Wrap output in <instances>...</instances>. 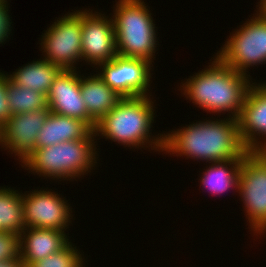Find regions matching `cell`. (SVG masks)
Returning <instances> with one entry per match:
<instances>
[{
	"mask_svg": "<svg viewBox=\"0 0 266 267\" xmlns=\"http://www.w3.org/2000/svg\"><path fill=\"white\" fill-rule=\"evenodd\" d=\"M90 10H81L82 61L97 68L100 63L110 61L118 55L116 36L113 19Z\"/></svg>",
	"mask_w": 266,
	"mask_h": 267,
	"instance_id": "8fae6325",
	"label": "cell"
},
{
	"mask_svg": "<svg viewBox=\"0 0 266 267\" xmlns=\"http://www.w3.org/2000/svg\"><path fill=\"white\" fill-rule=\"evenodd\" d=\"M250 229L266 232V152H248L241 163L238 190Z\"/></svg>",
	"mask_w": 266,
	"mask_h": 267,
	"instance_id": "52a82bcc",
	"label": "cell"
},
{
	"mask_svg": "<svg viewBox=\"0 0 266 267\" xmlns=\"http://www.w3.org/2000/svg\"><path fill=\"white\" fill-rule=\"evenodd\" d=\"M154 102L150 96L125 97L96 125L95 135L110 139L124 147L163 150V133L151 135ZM100 134V135H99ZM152 138V139H151ZM149 145V146H148ZM151 145V146H150ZM153 145V146H152Z\"/></svg>",
	"mask_w": 266,
	"mask_h": 267,
	"instance_id": "3957f363",
	"label": "cell"
},
{
	"mask_svg": "<svg viewBox=\"0 0 266 267\" xmlns=\"http://www.w3.org/2000/svg\"><path fill=\"white\" fill-rule=\"evenodd\" d=\"M76 11L58 18L42 34L40 49L44 53L43 59L61 70H76L74 65L80 59L82 61L81 10Z\"/></svg>",
	"mask_w": 266,
	"mask_h": 267,
	"instance_id": "ba28073f",
	"label": "cell"
},
{
	"mask_svg": "<svg viewBox=\"0 0 266 267\" xmlns=\"http://www.w3.org/2000/svg\"><path fill=\"white\" fill-rule=\"evenodd\" d=\"M92 129L82 120L50 111L39 130L35 148L49 147L61 142L84 139Z\"/></svg>",
	"mask_w": 266,
	"mask_h": 267,
	"instance_id": "2e32d148",
	"label": "cell"
},
{
	"mask_svg": "<svg viewBox=\"0 0 266 267\" xmlns=\"http://www.w3.org/2000/svg\"><path fill=\"white\" fill-rule=\"evenodd\" d=\"M8 1L0 2V44H4L7 41V38L11 32V15H9V6Z\"/></svg>",
	"mask_w": 266,
	"mask_h": 267,
	"instance_id": "d4e9b609",
	"label": "cell"
},
{
	"mask_svg": "<svg viewBox=\"0 0 266 267\" xmlns=\"http://www.w3.org/2000/svg\"><path fill=\"white\" fill-rule=\"evenodd\" d=\"M96 135L92 130L84 139L54 144L49 147L35 148L21 162L28 169L45 178L53 180H73L82 177L95 168L98 154ZM95 138V139H94ZM95 141V142H94ZM97 158V159H96ZM94 167V168H92ZM47 176V177H46Z\"/></svg>",
	"mask_w": 266,
	"mask_h": 267,
	"instance_id": "277c9868",
	"label": "cell"
},
{
	"mask_svg": "<svg viewBox=\"0 0 266 267\" xmlns=\"http://www.w3.org/2000/svg\"><path fill=\"white\" fill-rule=\"evenodd\" d=\"M98 76L120 96H151L148 91L153 64L146 59L117 55L112 60L100 63Z\"/></svg>",
	"mask_w": 266,
	"mask_h": 267,
	"instance_id": "9c48e42d",
	"label": "cell"
},
{
	"mask_svg": "<svg viewBox=\"0 0 266 267\" xmlns=\"http://www.w3.org/2000/svg\"><path fill=\"white\" fill-rule=\"evenodd\" d=\"M50 113L49 108L14 114L0 128V145L22 162L34 149L39 130Z\"/></svg>",
	"mask_w": 266,
	"mask_h": 267,
	"instance_id": "7c38bea8",
	"label": "cell"
},
{
	"mask_svg": "<svg viewBox=\"0 0 266 267\" xmlns=\"http://www.w3.org/2000/svg\"><path fill=\"white\" fill-rule=\"evenodd\" d=\"M115 5L111 17L117 54L146 59L152 63L158 44L157 30L148 6L143 0H118Z\"/></svg>",
	"mask_w": 266,
	"mask_h": 267,
	"instance_id": "5b68a950",
	"label": "cell"
},
{
	"mask_svg": "<svg viewBox=\"0 0 266 267\" xmlns=\"http://www.w3.org/2000/svg\"><path fill=\"white\" fill-rule=\"evenodd\" d=\"M213 59L211 65L182 82L181 92L194 105L210 114L227 111L230 117L237 119L253 84L251 76L224 65L216 56Z\"/></svg>",
	"mask_w": 266,
	"mask_h": 267,
	"instance_id": "7a4b0ae2",
	"label": "cell"
},
{
	"mask_svg": "<svg viewBox=\"0 0 266 267\" xmlns=\"http://www.w3.org/2000/svg\"><path fill=\"white\" fill-rule=\"evenodd\" d=\"M0 267H24L21 259L0 261Z\"/></svg>",
	"mask_w": 266,
	"mask_h": 267,
	"instance_id": "484cf974",
	"label": "cell"
},
{
	"mask_svg": "<svg viewBox=\"0 0 266 267\" xmlns=\"http://www.w3.org/2000/svg\"><path fill=\"white\" fill-rule=\"evenodd\" d=\"M243 159H231L223 162H213L199 180L202 187L209 190L212 195H220L230 189L238 190L240 166ZM230 167V168H229Z\"/></svg>",
	"mask_w": 266,
	"mask_h": 267,
	"instance_id": "d6986e66",
	"label": "cell"
},
{
	"mask_svg": "<svg viewBox=\"0 0 266 267\" xmlns=\"http://www.w3.org/2000/svg\"><path fill=\"white\" fill-rule=\"evenodd\" d=\"M51 112L84 121L92 130L97 123L88 114L80 92V75L77 70H61L54 78L47 94Z\"/></svg>",
	"mask_w": 266,
	"mask_h": 267,
	"instance_id": "5bb4252c",
	"label": "cell"
},
{
	"mask_svg": "<svg viewBox=\"0 0 266 267\" xmlns=\"http://www.w3.org/2000/svg\"><path fill=\"white\" fill-rule=\"evenodd\" d=\"M259 3V6L257 5V8L258 10L256 11V14H259L263 17H266V0H260Z\"/></svg>",
	"mask_w": 266,
	"mask_h": 267,
	"instance_id": "4316f807",
	"label": "cell"
},
{
	"mask_svg": "<svg viewBox=\"0 0 266 267\" xmlns=\"http://www.w3.org/2000/svg\"><path fill=\"white\" fill-rule=\"evenodd\" d=\"M240 26L215 56L224 65L250 76L248 68L266 64V17L255 13Z\"/></svg>",
	"mask_w": 266,
	"mask_h": 267,
	"instance_id": "8992f818",
	"label": "cell"
},
{
	"mask_svg": "<svg viewBox=\"0 0 266 267\" xmlns=\"http://www.w3.org/2000/svg\"><path fill=\"white\" fill-rule=\"evenodd\" d=\"M20 258L19 235L11 232L0 233V261Z\"/></svg>",
	"mask_w": 266,
	"mask_h": 267,
	"instance_id": "603a6c76",
	"label": "cell"
},
{
	"mask_svg": "<svg viewBox=\"0 0 266 267\" xmlns=\"http://www.w3.org/2000/svg\"><path fill=\"white\" fill-rule=\"evenodd\" d=\"M7 97L11 115L48 108L44 93L20 87L10 79L7 82Z\"/></svg>",
	"mask_w": 266,
	"mask_h": 267,
	"instance_id": "44dd1931",
	"label": "cell"
},
{
	"mask_svg": "<svg viewBox=\"0 0 266 267\" xmlns=\"http://www.w3.org/2000/svg\"><path fill=\"white\" fill-rule=\"evenodd\" d=\"M80 92L88 114L96 123L123 98L104 83L97 73L88 77L80 75Z\"/></svg>",
	"mask_w": 266,
	"mask_h": 267,
	"instance_id": "e0dca14e",
	"label": "cell"
},
{
	"mask_svg": "<svg viewBox=\"0 0 266 267\" xmlns=\"http://www.w3.org/2000/svg\"><path fill=\"white\" fill-rule=\"evenodd\" d=\"M229 117V118H228ZM196 121L163 135V151L207 163L243 159L249 152L240 137L237 119Z\"/></svg>",
	"mask_w": 266,
	"mask_h": 267,
	"instance_id": "6da1fadb",
	"label": "cell"
},
{
	"mask_svg": "<svg viewBox=\"0 0 266 267\" xmlns=\"http://www.w3.org/2000/svg\"><path fill=\"white\" fill-rule=\"evenodd\" d=\"M65 231L26 228L19 235L20 259L24 267L60 251L69 243Z\"/></svg>",
	"mask_w": 266,
	"mask_h": 267,
	"instance_id": "9a60e30c",
	"label": "cell"
},
{
	"mask_svg": "<svg viewBox=\"0 0 266 267\" xmlns=\"http://www.w3.org/2000/svg\"><path fill=\"white\" fill-rule=\"evenodd\" d=\"M8 73L4 74L0 71V128L7 122L11 117L10 107L8 104L7 97V82L9 80Z\"/></svg>",
	"mask_w": 266,
	"mask_h": 267,
	"instance_id": "cb8c5ba5",
	"label": "cell"
},
{
	"mask_svg": "<svg viewBox=\"0 0 266 267\" xmlns=\"http://www.w3.org/2000/svg\"><path fill=\"white\" fill-rule=\"evenodd\" d=\"M22 194L14 188L0 187V233L20 235L25 229Z\"/></svg>",
	"mask_w": 266,
	"mask_h": 267,
	"instance_id": "ffe728a7",
	"label": "cell"
},
{
	"mask_svg": "<svg viewBox=\"0 0 266 267\" xmlns=\"http://www.w3.org/2000/svg\"><path fill=\"white\" fill-rule=\"evenodd\" d=\"M76 247L69 242L60 251L49 256L32 262L28 267H85L84 261Z\"/></svg>",
	"mask_w": 266,
	"mask_h": 267,
	"instance_id": "7402d4cb",
	"label": "cell"
},
{
	"mask_svg": "<svg viewBox=\"0 0 266 267\" xmlns=\"http://www.w3.org/2000/svg\"><path fill=\"white\" fill-rule=\"evenodd\" d=\"M237 121L246 149L266 152V83L254 82L250 86ZM260 139H265L264 143Z\"/></svg>",
	"mask_w": 266,
	"mask_h": 267,
	"instance_id": "4fadbf2b",
	"label": "cell"
},
{
	"mask_svg": "<svg viewBox=\"0 0 266 267\" xmlns=\"http://www.w3.org/2000/svg\"><path fill=\"white\" fill-rule=\"evenodd\" d=\"M49 190L22 193L24 224L26 228L65 231L72 219V208L60 194ZM27 193V194H26ZM71 217V218H70ZM65 229V230H64Z\"/></svg>",
	"mask_w": 266,
	"mask_h": 267,
	"instance_id": "30bf717a",
	"label": "cell"
},
{
	"mask_svg": "<svg viewBox=\"0 0 266 267\" xmlns=\"http://www.w3.org/2000/svg\"><path fill=\"white\" fill-rule=\"evenodd\" d=\"M60 71L61 69L56 64L39 59L19 67L8 76L16 85L44 93L47 96L54 78Z\"/></svg>",
	"mask_w": 266,
	"mask_h": 267,
	"instance_id": "ac0fdd59",
	"label": "cell"
}]
</instances>
